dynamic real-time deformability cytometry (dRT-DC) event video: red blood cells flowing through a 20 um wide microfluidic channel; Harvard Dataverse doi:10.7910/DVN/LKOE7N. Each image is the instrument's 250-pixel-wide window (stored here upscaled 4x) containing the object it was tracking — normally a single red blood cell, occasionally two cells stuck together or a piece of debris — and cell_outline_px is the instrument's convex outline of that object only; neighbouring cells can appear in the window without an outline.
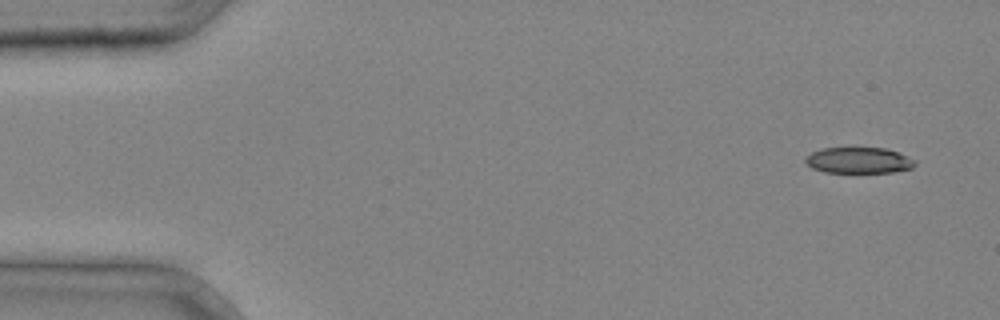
{"species": "common noctule bat (a hibernating species)", "species_latin": "Nyctalus noctula", "temperature_condition": "cold", "stored_images_in_passage": 3, "camera_frame_rate_fps": 3000, "um_per_image_px": 0.085, "animal": {"sex": "male", "body_mass_g": 20.4}, "frame": {"image": 1, "passage_image": 1, "time_ms": 0.0, "image_size_px": [1000, 320], "cell_outline_px": [[916, 164], [912, 168], [892, 172], [824, 172], [812, 168], [804, 160], [812, 152], [824, 148], [884, 148], [896, 152], [916, 160]], "centroid_in_image_um": [73.0, 13.63], "position_along_channel_um": 12.0, "area_um2": 16.36}}